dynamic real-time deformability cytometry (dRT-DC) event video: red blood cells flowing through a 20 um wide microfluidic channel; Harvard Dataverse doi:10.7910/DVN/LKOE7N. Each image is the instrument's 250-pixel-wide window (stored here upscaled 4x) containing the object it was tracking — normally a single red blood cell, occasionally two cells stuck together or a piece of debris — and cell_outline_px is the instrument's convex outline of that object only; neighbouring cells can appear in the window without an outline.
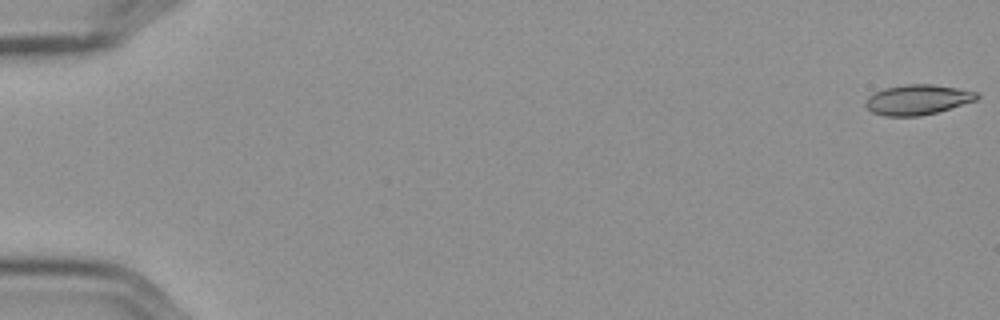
{"species": "Egyptian fruit bat (a non-hibernating species)", "species_latin": "Rousettus aegyptiacus", "temperature_condition": "cold", "stored_images_in_passage": 58, "camera_frame_rate_fps": 3000, "um_per_image_px": 0.085, "frame": {"image": 1, "passage_image": 1, "time_ms": 0.0, "image_size_px": [1000, 320], "cell_outline_px": [[980, 96], [976, 100], [936, 112], [920, 116], [884, 116], [872, 112], [864, 104], [864, 100], [868, 96], [884, 88], [908, 84], [932, 84], [956, 88], [976, 92]], "centroid_in_image_um": [77.95, 8.47], "position_along_channel_um": 7.0, "area_um2": 19.36}}
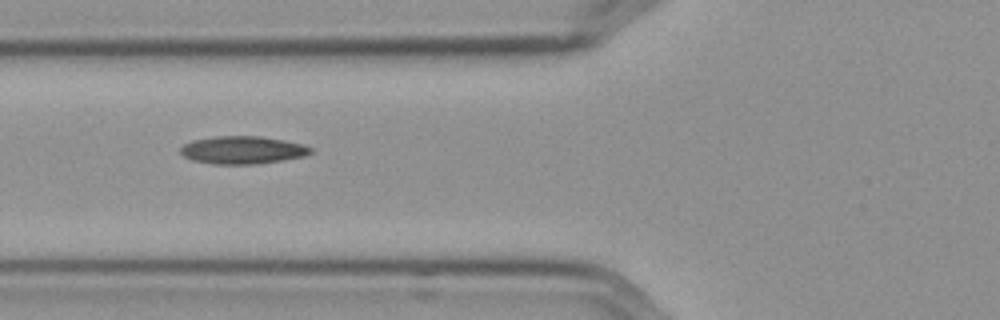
{"frame": {"image": 2, "passage_image": 23, "time_ms": 7.333, "image_size_px": [1000, 320], "cell_outline_px": [[312, 152], [304, 156], [256, 164], [212, 164], [192, 160], [184, 156], [180, 152], [180, 148], [184, 144], [192, 140], [216, 136], [260, 136], [284, 140], [304, 144], [312, 148]], "centroid_in_image_um": [20.6, 12.75], "position_along_channel_um": 105.2, "area_um2": 21.04}}
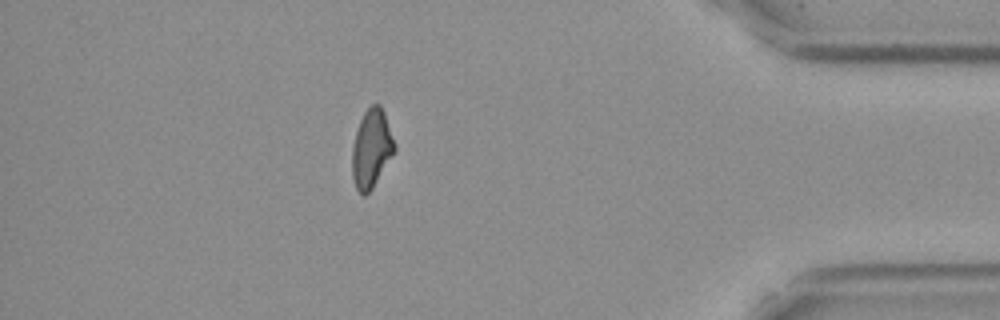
{"frame": {"image": 3, "passage_image": 51, "time_ms": 16.667, "image_size_px": [1000, 320], "cell_outline_px": [[396, 148], [372, 188], [364, 196], [356, 188], [352, 176], [352, 148], [356, 132], [360, 120], [364, 112], [372, 104], [380, 104], [384, 112], [396, 144]], "centroid_in_image_um": [31.57, 12.6], "position_along_channel_um": 403.6, "area_um2": 19.07}, "authors_computed_cell_mechanics": {"area_um2": 19.7676, "velocity_mm_per_s": 3.5915, "shape_relaxation_time_tau1_ms": null, "shape_relaxation_time_tau2_ms": 5.8668, "deformation_change_tau1": null, "deformation_change_tau2": 0.1115}}